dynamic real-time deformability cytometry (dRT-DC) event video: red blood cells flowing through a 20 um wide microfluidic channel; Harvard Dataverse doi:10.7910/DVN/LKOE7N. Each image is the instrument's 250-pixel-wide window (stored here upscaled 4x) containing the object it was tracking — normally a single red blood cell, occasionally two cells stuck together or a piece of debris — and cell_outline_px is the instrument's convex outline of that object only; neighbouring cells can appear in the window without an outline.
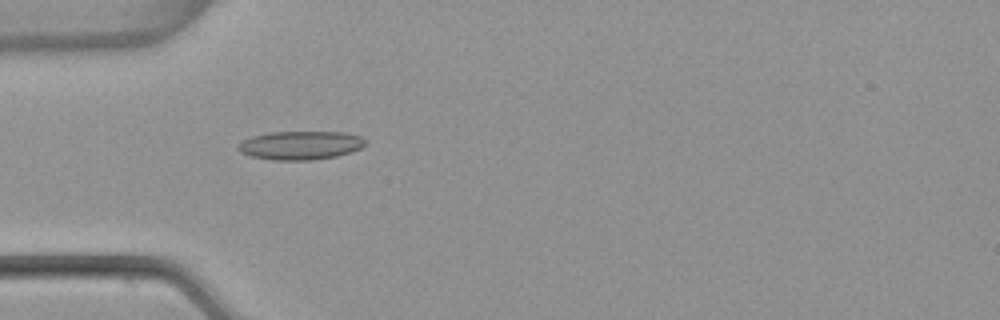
{"species": "common noctule bat (a hibernating species)", "species_latin": "Nyctalus noctula", "temperature_condition": "warm", "stored_images_in_passage": 1, "camera_frame_rate_fps": 3000, "um_per_image_px": 0.085, "animal": {"sex": "female", "body_mass_g": 22.7, "forearm_length_mm": 54.2}, "frame": {"image": 1, "passage_image": 1, "time_ms": 0.0, "image_size_px": [1000, 320], "cell_outline_px": [[364, 144], [360, 148], [352, 152], [336, 156], [312, 160], [272, 160], [252, 156], [240, 152], [236, 148], [236, 144], [252, 136], [272, 132], [344, 132], [360, 136], [364, 140]], "centroid_in_image_um": [25.51, 12.35], "position_along_channel_um": 59.5, "area_um2": 21.15}}